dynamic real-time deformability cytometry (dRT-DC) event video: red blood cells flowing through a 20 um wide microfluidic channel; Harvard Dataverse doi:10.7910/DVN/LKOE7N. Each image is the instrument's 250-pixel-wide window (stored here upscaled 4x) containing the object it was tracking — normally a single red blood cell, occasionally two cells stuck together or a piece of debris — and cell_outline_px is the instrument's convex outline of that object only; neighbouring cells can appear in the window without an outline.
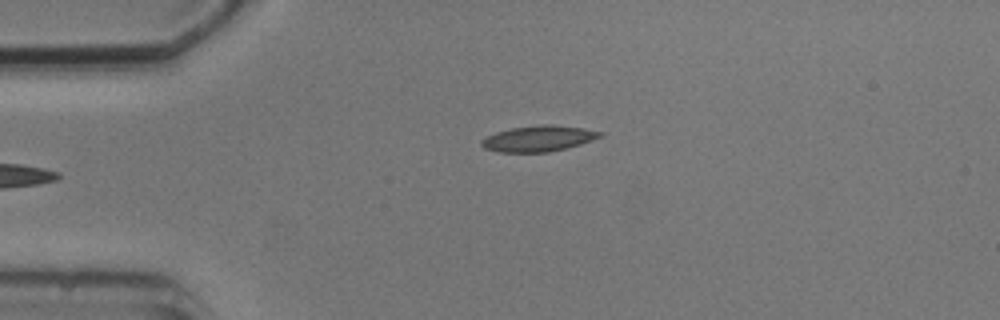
{"species": "common noctule bat (a hibernating species)", "species_latin": "Nyctalus noctula", "temperature_condition": "cold", "stored_images_in_passage": 6, "camera_frame_rate_fps": 3000, "um_per_image_px": 0.085, "animal": {"sex": "male", "body_mass_g": 20.5, "forearm_length_mm": 52.5}, "frame": {"image": 1, "passage_image": 6, "time_ms": 6.0, "image_size_px": [1000, 320], "cell_outline_px": [[604, 136], [580, 144], [548, 152], [500, 152], [484, 148], [480, 144], [480, 140], [496, 132], [512, 128], [544, 124], [552, 124], [584, 128], [604, 132]], "centroid_in_image_um": [45.79, 11.77], "position_along_channel_um": 39.2, "area_um2": 17.8}}